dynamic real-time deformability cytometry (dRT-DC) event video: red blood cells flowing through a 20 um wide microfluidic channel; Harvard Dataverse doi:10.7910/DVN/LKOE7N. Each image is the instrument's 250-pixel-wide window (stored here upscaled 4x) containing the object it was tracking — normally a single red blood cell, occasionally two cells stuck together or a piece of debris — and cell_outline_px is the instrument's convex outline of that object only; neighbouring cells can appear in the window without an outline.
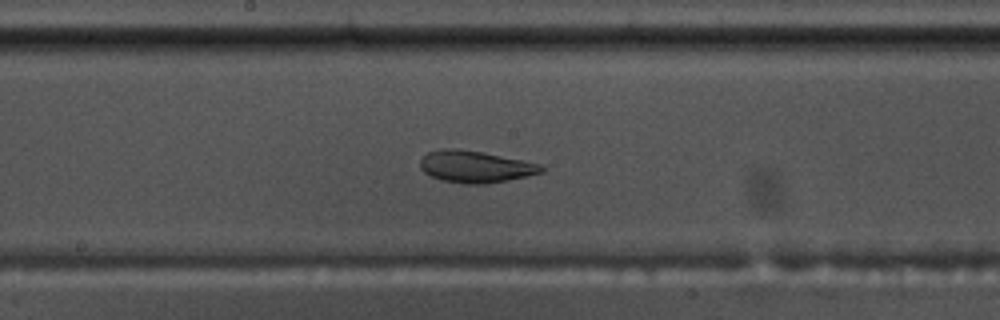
{"species": "common noctule bat (a hibernating species)", "species_latin": "Nyctalus noctula", "temperature_condition": "warm", "stored_images_in_passage": 56, "camera_frame_rate_fps": 3000, "um_per_image_px": 0.085, "animal": {"sex": "male", "body_mass_g": 17.5, "forearm_length_mm": 52.3}, "frame": {"image": 1, "passage_image": 30, "time_ms": 9.667, "image_size_px": [1000, 320], "cell_outline_px": [[548, 168], [544, 172], [528, 176], [508, 180], [484, 184], [464, 184], [440, 180], [424, 172], [420, 168], [420, 160], [428, 152], [440, 148], [460, 148], [484, 152], [540, 164]], "centroid_in_image_um": [40.42, 14.16], "position_along_channel_um": 207.8, "area_um2": 22.77}}
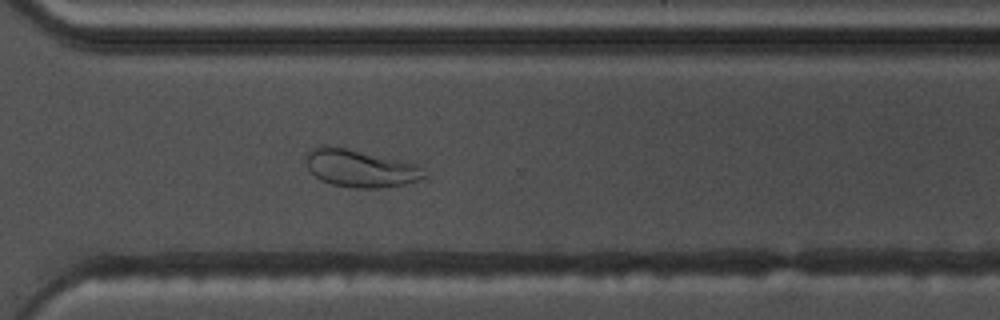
{"frame": {"image": 2, "passage_image": 41, "time_ms": 13.333, "image_size_px": [1000, 320], "cell_outline_px": [[428, 176], [420, 180], [404, 184], [380, 188], [356, 188], [332, 184], [320, 180], [308, 168], [304, 160], [304, 156], [312, 148], [324, 144], [408, 160], [424, 164]], "centroid_in_image_um": [30.72, 14.28], "position_along_channel_um": 339.9, "area_um2": 26.7}}
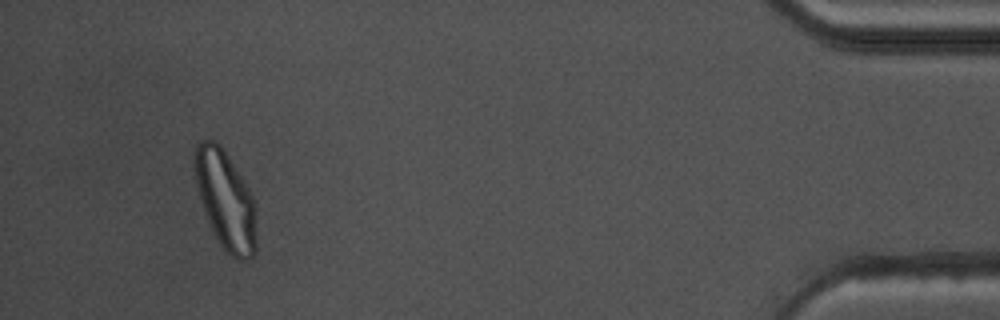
{"frame": {"image": 3, "passage_image": 53, "time_ms": 17.333, "image_size_px": [1000, 320], "cell_outline_px": [[256, 252], [248, 260], [240, 260], [232, 256], [224, 248], [216, 236], [208, 220], [200, 200], [196, 180], [196, 144], [200, 140], [216, 140], [220, 144], [228, 156], [248, 188], [252, 196], [256, 208]], "centroid_in_image_um": [19.21, 17.02], "position_along_channel_um": 416.0, "area_um2": 34.8}, "authors_computed_cell_mechanics": {"area_um2": 27.6862, "velocity_mm_per_s": 3.6041, "shape_relaxation_time_tau1_ms": null, "shape_relaxation_time_tau2_ms": 1.7611, "deformation_change_tau1": null, "deformation_change_tau2": 0.0814}}